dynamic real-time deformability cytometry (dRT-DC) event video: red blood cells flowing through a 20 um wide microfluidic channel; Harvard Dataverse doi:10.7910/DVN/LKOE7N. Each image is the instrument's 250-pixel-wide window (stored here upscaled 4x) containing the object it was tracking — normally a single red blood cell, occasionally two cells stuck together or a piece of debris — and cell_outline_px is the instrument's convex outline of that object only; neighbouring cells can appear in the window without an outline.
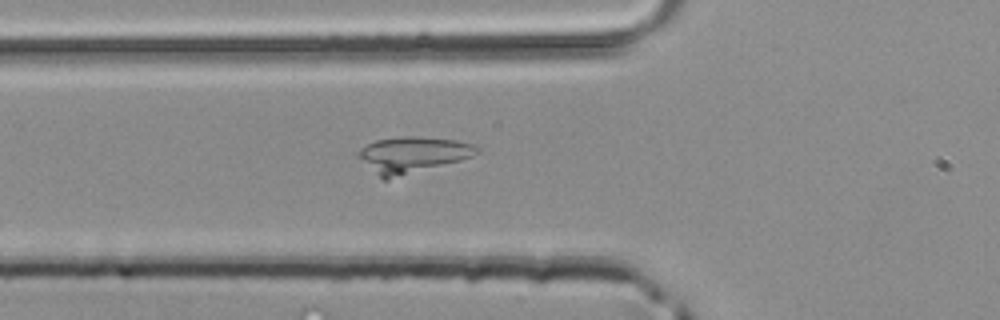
{"species": "common noctule bat (a hibernating species)", "species_latin": "Nyctalus noctula", "temperature_condition": "room temperature", "stored_images_in_passage": 50, "camera_frame_rate_fps": 3000, "um_per_image_px": 0.085, "animal": {"sex": "male", "body_mass_g": 20.4}, "frame": {"image": 1, "passage_image": 19, "time_ms": 6.0, "image_size_px": [1000, 320], "cell_outline_px": [[480, 152], [472, 156], [460, 160], [388, 180], [384, 180], [360, 156], [360, 148], [376, 140], [404, 136], [416, 136], [456, 140], [472, 144], [480, 148]], "centroid_in_image_um": [35.14, 13.14], "position_along_channel_um": 90.7, "area_um2": 24.28}}
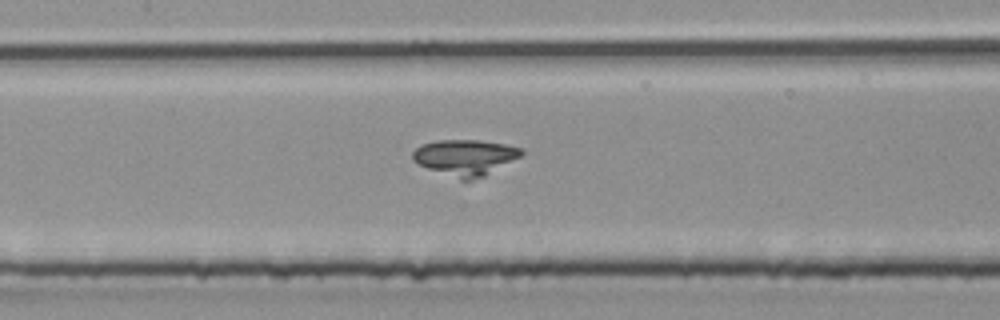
{"frame": {"image": 2, "passage_image": 24, "time_ms": 7.667, "image_size_px": [1000, 320], "cell_outline_px": [[524, 152], [520, 156], [484, 176], [472, 180], [464, 180], [416, 164], [412, 160], [412, 152], [420, 144], [436, 140], [480, 140], [504, 144], [520, 148]], "centroid_in_image_um": [39.49, 13.36], "position_along_channel_um": 167.9, "area_um2": 22.48}}
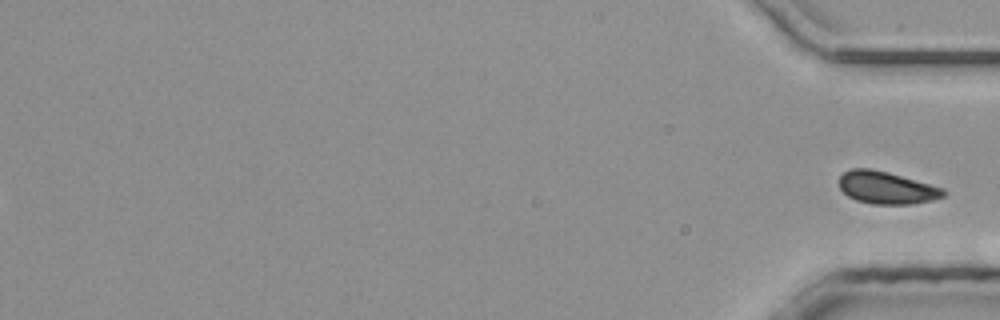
{"frame": {"image": 3, "passage_image": 50, "time_ms": 16.333, "image_size_px": [1000, 320], "cell_outline_px": [[944, 196], [932, 200], [912, 204], [872, 204], [856, 200], [848, 196], [840, 188], [840, 176], [844, 172], [852, 168], [872, 168], [888, 172], [944, 188]], "centroid_in_image_um": [75.34, 15.95], "position_along_channel_um": 359.9, "area_um2": 19.59}}